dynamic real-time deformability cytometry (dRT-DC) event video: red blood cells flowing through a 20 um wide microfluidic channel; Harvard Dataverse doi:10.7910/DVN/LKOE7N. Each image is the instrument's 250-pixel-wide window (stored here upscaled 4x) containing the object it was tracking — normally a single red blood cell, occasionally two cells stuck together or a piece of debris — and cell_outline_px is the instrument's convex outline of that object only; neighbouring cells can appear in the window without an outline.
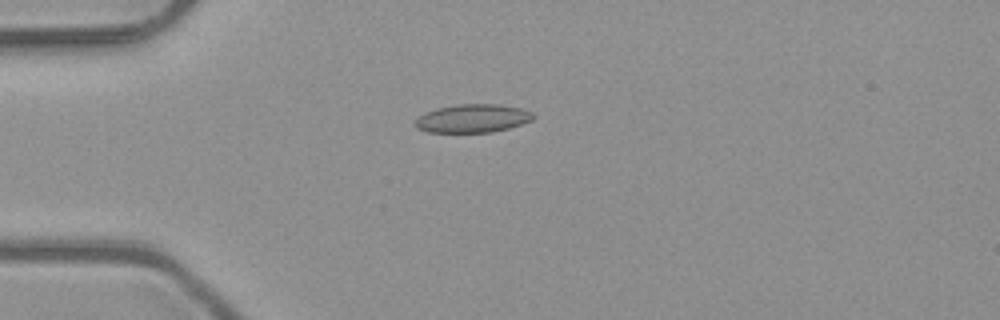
{"species": "common noctule bat (a hibernating species)", "species_latin": "Nyctalus noctula", "temperature_condition": "room temperature", "stored_images_in_passage": 4, "camera_frame_rate_fps": 3000, "um_per_image_px": 0.085, "animal": {"sex": "male", "body_mass_g": 23.1, "forearm_length_mm": 52.7}, "frame": {"image": 1, "passage_image": 4, "time_ms": 1.0, "image_size_px": [1000, 320], "cell_outline_px": [[536, 116], [532, 120], [508, 128], [492, 132], [428, 132], [416, 128], [412, 124], [424, 112], [436, 108], [456, 104], [496, 104], [520, 108], [532, 112]], "centroid_in_image_um": [40.14, 10.06], "position_along_channel_um": 44.9, "area_um2": 19.54}}